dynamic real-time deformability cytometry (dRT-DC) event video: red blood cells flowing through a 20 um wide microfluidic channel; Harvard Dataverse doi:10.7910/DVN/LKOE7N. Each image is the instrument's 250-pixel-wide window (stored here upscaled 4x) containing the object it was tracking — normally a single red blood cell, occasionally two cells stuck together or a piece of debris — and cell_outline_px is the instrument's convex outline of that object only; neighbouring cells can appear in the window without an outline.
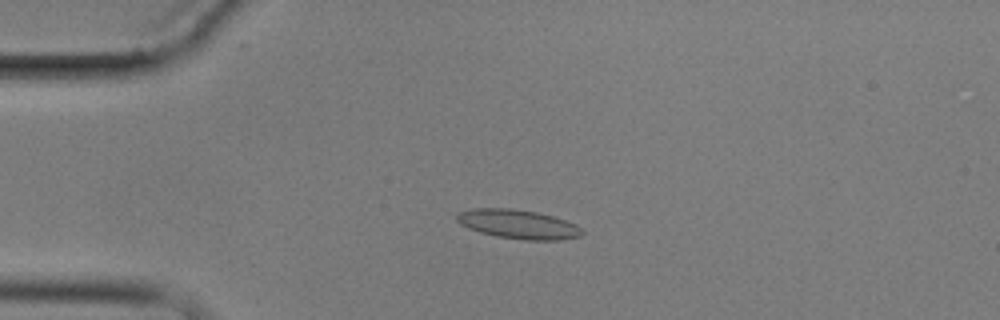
{"species": "common noctule bat (a hibernating species)", "species_latin": "Nyctalus noctula", "temperature_condition": "cold", "stored_images_in_passage": 8, "camera_frame_rate_fps": 3000, "um_per_image_px": 0.085, "animal": {"sex": "male", "body_mass_g": 17.9}, "frame": {"image": 1, "passage_image": 3, "time_ms": 2.333, "image_size_px": [1000, 320], "cell_outline_px": [[584, 232], [580, 236], [560, 240], [524, 240], [496, 236], [480, 232], [468, 228], [460, 224], [456, 220], [456, 212], [472, 208], [512, 208], [536, 212], [552, 216], [576, 224]], "centroid_in_image_um": [44.0, 19.05], "position_along_channel_um": 41.0, "area_um2": 21.33}}
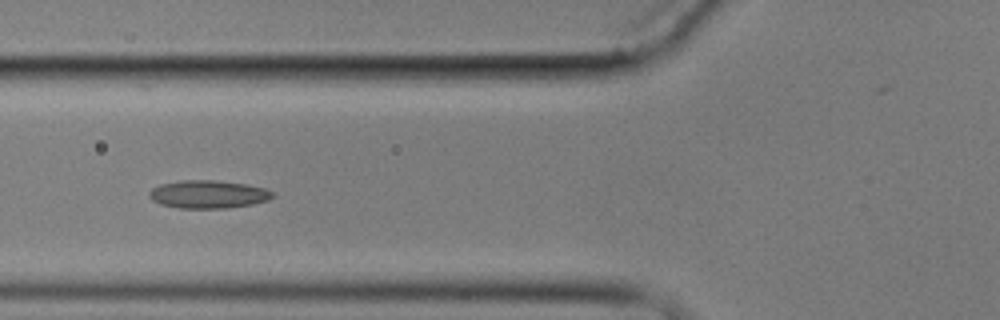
{"frame": {"image": 2, "passage_image": 5, "time_ms": 5.0, "image_size_px": [1000, 320], "cell_outline_px": [[276, 196], [268, 200], [252, 204], [228, 208], [180, 208], [160, 204], [152, 200], [148, 196], [148, 192], [152, 188], [160, 184], [180, 180], [216, 180], [244, 184], [264, 188], [272, 192]], "centroid_in_image_um": [17.67, 16.51], "position_along_channel_um": 108.1, "area_um2": 20.17}}
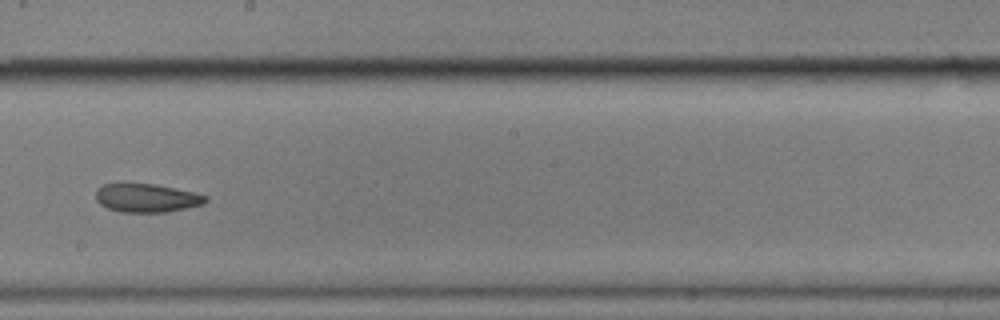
{"frame": {"image": 3, "passage_image": 8, "time_ms": 8.667, "image_size_px": [1000, 320], "cell_outline_px": [[208, 200], [204, 204], [168, 212], [120, 212], [108, 208], [100, 204], [96, 200], [96, 188], [104, 184], [152, 184], [192, 192], [208, 196]], "centroid_in_image_um": [12.46, 16.84], "position_along_channel_um": 235.7, "area_um2": 18.09}}